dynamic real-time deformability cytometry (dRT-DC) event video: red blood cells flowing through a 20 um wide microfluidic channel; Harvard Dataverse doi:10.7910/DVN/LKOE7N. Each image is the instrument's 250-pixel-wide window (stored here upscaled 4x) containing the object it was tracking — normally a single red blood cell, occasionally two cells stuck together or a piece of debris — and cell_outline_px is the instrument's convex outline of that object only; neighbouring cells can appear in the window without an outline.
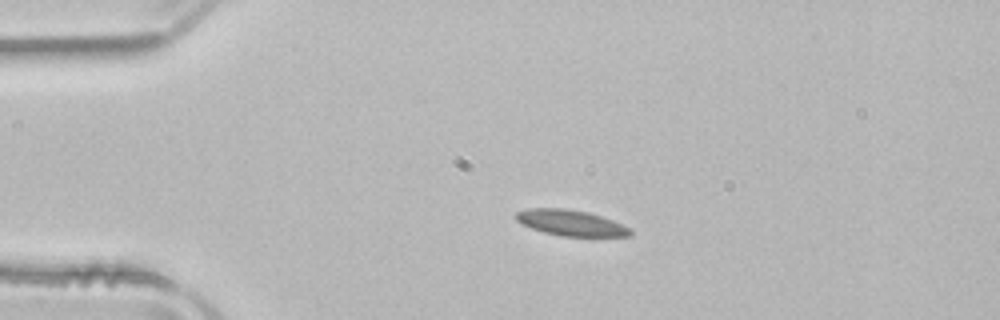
{"species": "common noctule bat (a hibernating species)", "species_latin": "Nyctalus noctula", "temperature_condition": "room temperature", "stored_images_in_passage": 54, "camera_frame_rate_fps": 3000, "um_per_image_px": 0.085, "animal": {"sex": "male", "body_mass_g": 21.5, "forearm_length_mm": 52.0}, "frame": {"image": 1, "passage_image": 11, "time_ms": 3.333, "image_size_px": [1000, 320], "cell_outline_px": [[632, 236], [560, 236], [544, 232], [532, 228], [516, 220], [516, 212], [528, 208], [560, 208], [588, 212], [624, 224], [632, 228]], "centroid_in_image_um": [48.56, 18.94], "position_along_channel_um": 36.4, "area_um2": 17.11}}
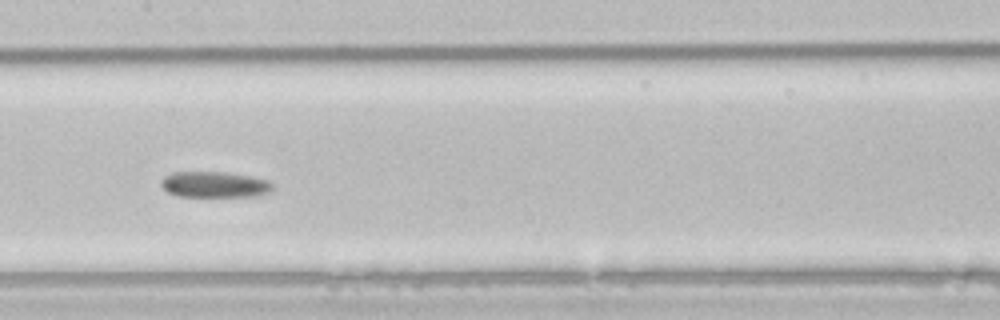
{"frame": {"image": 2, "passage_image": 26, "time_ms": 8.333, "image_size_px": [1000, 320], "cell_outline_px": [[272, 192], [256, 196], [176, 196], [168, 192], [160, 184], [160, 180], [164, 176], [172, 172], [224, 172], [252, 176], [268, 180], [272, 184]], "centroid_in_image_um": [18.24, 15.68], "position_along_channel_um": 189.2, "area_um2": 16.94}}
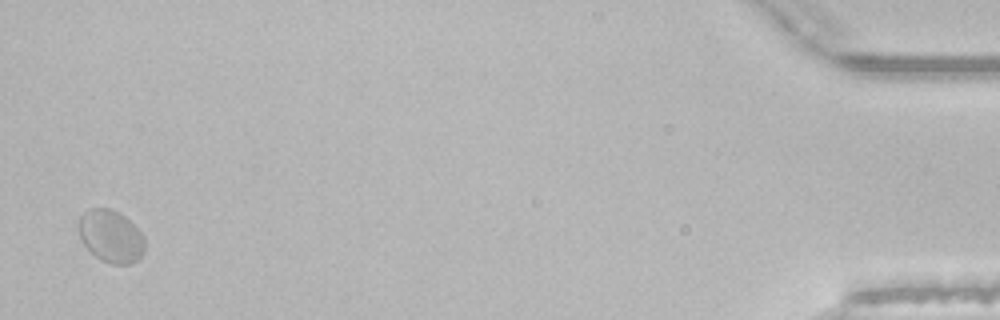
{"frame": {"image": 3, "passage_image": 52, "time_ms": 17.0, "image_size_px": [1000, 320], "cell_outline_px": [[144, 252], [132, 264], [112, 264], [100, 260], [80, 240], [80, 216], [84, 212], [92, 208], [112, 208], [124, 216], [144, 236]], "centroid_in_image_um": [9.43, 20.09], "position_along_channel_um": 425.8, "area_um2": 19.94}}